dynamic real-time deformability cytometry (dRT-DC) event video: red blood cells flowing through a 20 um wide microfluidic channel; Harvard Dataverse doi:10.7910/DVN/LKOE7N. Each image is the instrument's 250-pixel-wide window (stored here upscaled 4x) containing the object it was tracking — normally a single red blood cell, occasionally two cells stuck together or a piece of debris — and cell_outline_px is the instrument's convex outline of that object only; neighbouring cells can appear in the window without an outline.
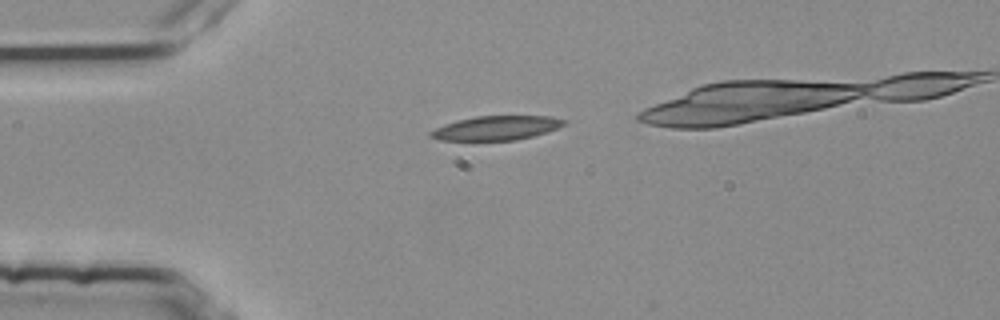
{"species": "common noctule bat (a hibernating species)", "species_latin": "Nyctalus noctula", "temperature_condition": "room temperature", "stored_images_in_passage": 2, "camera_frame_rate_fps": 3000, "um_per_image_px": 0.085, "animal": {"sex": "female", "body_mass_g": 25.1}, "frame": {"image": 1, "passage_image": 1, "time_ms": 0.0, "image_size_px": [1000, 320], "cell_outline_px": [[568, 124], [532, 136], [516, 140], [440, 140], [428, 136], [428, 132], [444, 124], [456, 120], [476, 116], [552, 116], [568, 120]], "centroid_in_image_um": [42.19, 10.87], "position_along_channel_um": 42.8, "area_um2": 18.84}}